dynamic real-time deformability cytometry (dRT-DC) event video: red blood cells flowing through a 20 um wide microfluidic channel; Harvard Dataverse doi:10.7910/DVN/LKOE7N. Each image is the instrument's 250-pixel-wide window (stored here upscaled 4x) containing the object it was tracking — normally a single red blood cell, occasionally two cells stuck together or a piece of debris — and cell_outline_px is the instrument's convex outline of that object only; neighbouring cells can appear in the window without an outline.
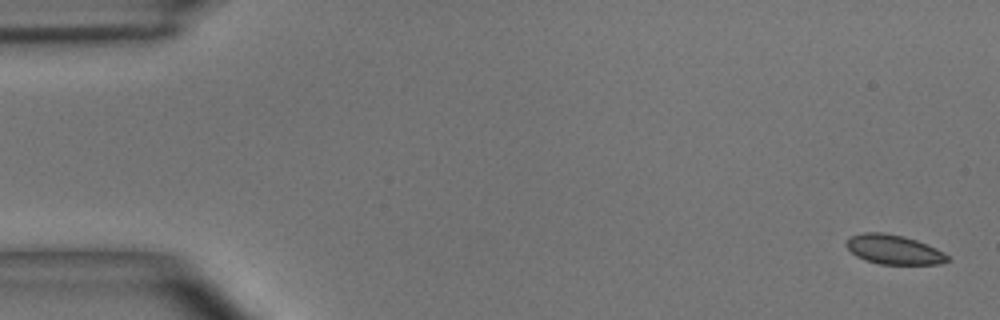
{"species": "common noctule bat (a hibernating species)", "species_latin": "Nyctalus noctula", "temperature_condition": "room temperature", "stored_images_in_passage": 49, "camera_frame_rate_fps": 3000, "um_per_image_px": 0.085, "animal": {"sex": "male", "body_mass_g": 15.6}, "frame": {"image": 1, "passage_image": 1, "time_ms": 0.0, "image_size_px": [1000, 320], "cell_outline_px": [[948, 260], [940, 264], [880, 264], [864, 260], [856, 256], [844, 244], [852, 236], [864, 232], [884, 232], [904, 236], [916, 240], [936, 248], [944, 252], [948, 256]], "centroid_in_image_um": [75.96, 21.21], "position_along_channel_um": 9.0, "area_um2": 17.28}}
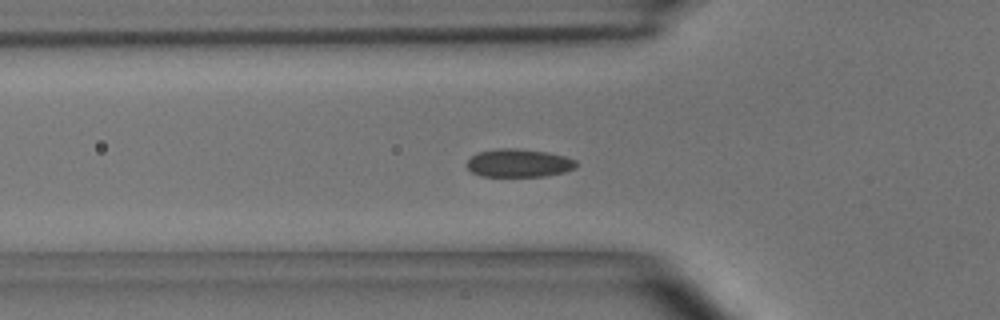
{"frame": {"image": 2, "passage_image": 16, "time_ms": 5.0, "image_size_px": [1000, 320], "cell_outline_px": [[580, 164], [576, 168], [564, 172], [544, 176], [480, 176], [472, 172], [468, 168], [468, 160], [472, 156], [480, 152], [500, 148], [512, 148], [548, 152], [564, 156], [576, 160]], "centroid_in_image_um": [44.15, 13.86], "position_along_channel_um": 81.7, "area_um2": 17.86}}
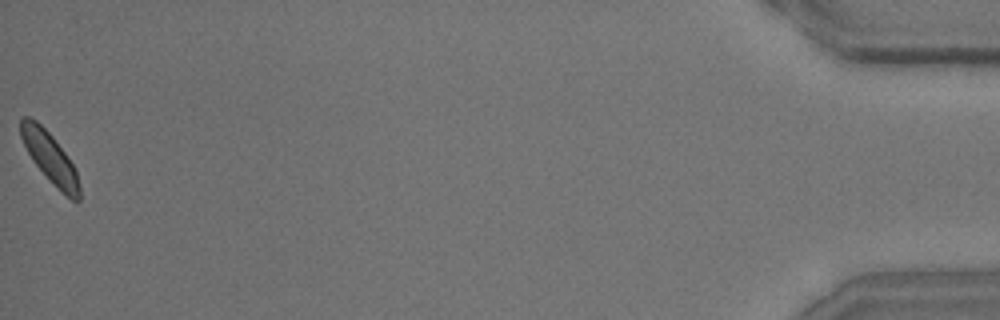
{"frame": {"image": 3, "passage_image": 49, "time_ms": 16.0, "image_size_px": [1000, 320], "cell_outline_px": [[80, 200], [72, 200], [32, 160], [20, 136], [20, 116], [28, 116], [36, 120], [52, 136], [64, 152], [72, 164], [76, 172], [80, 188]], "centroid_in_image_um": [4.21, 13.31], "position_along_channel_um": 431.0, "area_um2": 16.42}, "authors_computed_cell_mechanics": {"area_um2": 17.7446, "velocity_mm_per_s": 4.0443, "shape_relaxation_time_tau1_ms": 2.176, "shape_relaxation_time_tau2_ms": null, "deformation_change_tau1": 0.0594, "deformation_change_tau2": null}}